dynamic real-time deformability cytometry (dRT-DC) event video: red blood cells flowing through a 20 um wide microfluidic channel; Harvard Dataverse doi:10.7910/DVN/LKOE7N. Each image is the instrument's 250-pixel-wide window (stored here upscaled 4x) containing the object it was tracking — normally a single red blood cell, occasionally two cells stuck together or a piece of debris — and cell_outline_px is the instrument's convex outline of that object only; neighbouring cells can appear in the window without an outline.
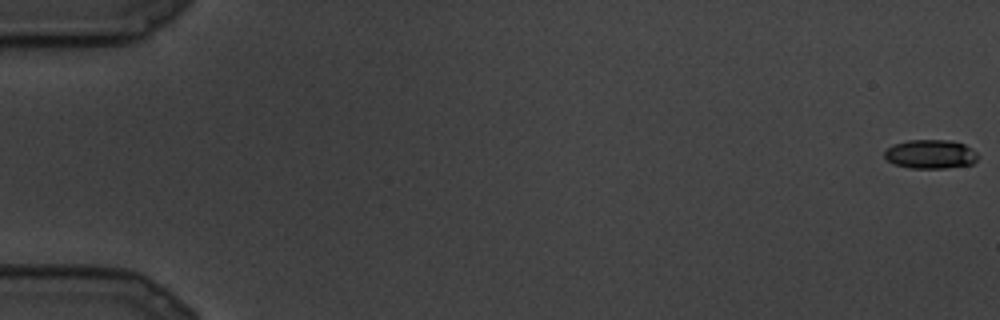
{"species": "common noctule bat (a hibernating species)", "species_latin": "Nyctalus noctula", "temperature_condition": "cold", "stored_images_in_passage": 14, "camera_frame_rate_fps": 3000, "um_per_image_px": 0.085, "animal": {"sex": "male", "body_mass_g": 19.5, "forearm_length_mm": 54.6}, "frame": {"image": 1, "passage_image": 1, "time_ms": 0.0, "image_size_px": [1000, 320], "cell_outline_px": [[980, 156], [972, 164], [944, 168], [912, 168], [896, 164], [888, 160], [884, 156], [884, 152], [892, 144], [908, 140], [952, 140], [964, 144], [972, 148]], "centroid_in_image_um": [79.12, 13.09], "position_along_channel_um": 5.9, "area_um2": 15.78}}
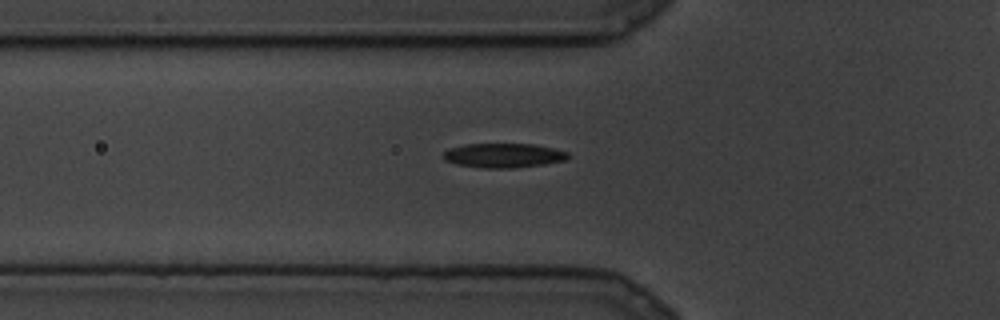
{"frame": {"image": 2, "passage_image": 10, "time_ms": 3.0, "image_size_px": [1000, 320], "cell_outline_px": [[572, 156], [564, 160], [544, 164], [512, 168], [480, 168], [456, 164], [444, 160], [444, 152], [448, 148], [464, 144], [532, 144], [552, 148], [568, 152]], "centroid_in_image_um": [42.78, 13.21], "position_along_channel_um": 83.0, "area_um2": 17.74}}
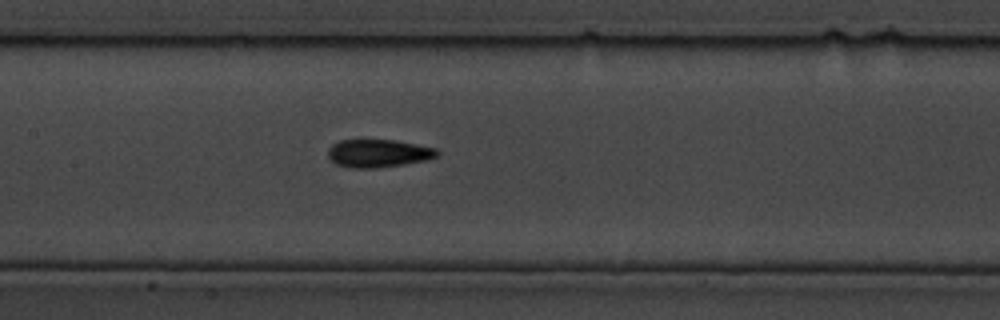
{"frame": {"image": 3, "passage_image": 14, "time_ms": 4.333, "image_size_px": [1000, 320], "cell_outline_px": [[440, 152], [436, 156], [428, 160], [404, 164], [376, 168], [352, 168], [336, 164], [328, 156], [328, 148], [332, 144], [340, 140], [396, 140], [436, 148]], "centroid_in_image_um": [32.16, 13.03], "position_along_channel_um": 175.2, "area_um2": 17.8}}